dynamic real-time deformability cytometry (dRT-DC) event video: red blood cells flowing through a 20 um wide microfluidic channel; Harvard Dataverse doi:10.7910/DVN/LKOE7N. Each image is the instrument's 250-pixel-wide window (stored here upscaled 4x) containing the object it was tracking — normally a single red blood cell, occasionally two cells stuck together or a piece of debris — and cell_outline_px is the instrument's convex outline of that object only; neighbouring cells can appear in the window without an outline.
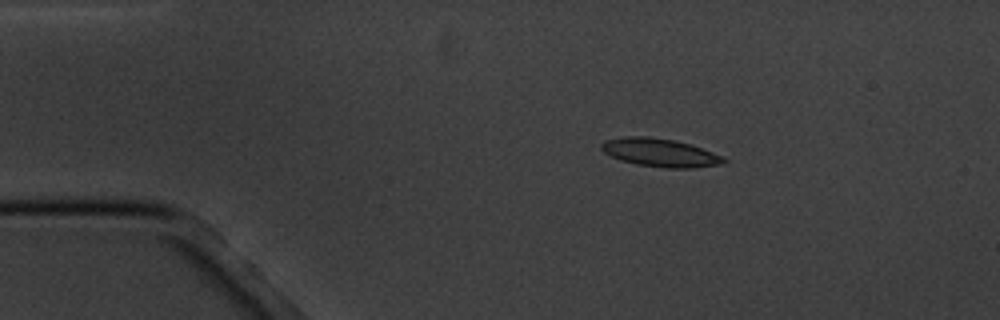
{"species": "common noctule bat (a hibernating species)", "species_latin": "Nyctalus noctula", "temperature_condition": "cold", "stored_images_in_passage": 4, "camera_frame_rate_fps": 3000, "um_per_image_px": 0.085, "animal": {"sex": "male", "body_mass_g": 20.1, "forearm_length_mm": 53.5}, "frame": {"image": 1, "passage_image": 1, "time_ms": 0.0, "image_size_px": [1000, 320], "cell_outline_px": [[728, 160], [720, 164], [692, 168], [664, 168], [636, 164], [620, 160], [604, 152], [600, 148], [600, 144], [604, 140], [624, 136], [648, 136], [672, 140], [688, 144], [724, 156]], "centroid_in_image_um": [56.07, 12.97], "position_along_channel_um": 28.9, "area_um2": 20.06}}
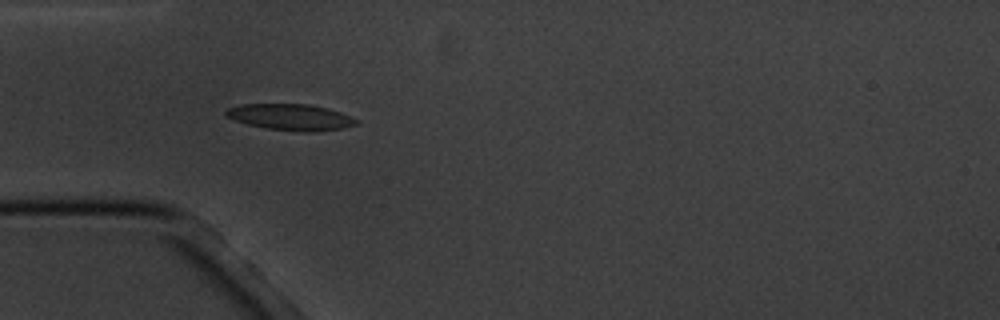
{"frame": {"image": 2, "passage_image": 3, "time_ms": 2.333, "image_size_px": [1000, 320], "cell_outline_px": [[356, 124], [344, 128], [316, 132], [304, 132], [264, 128], [248, 124], [224, 116], [224, 112], [228, 108], [240, 104], [308, 104], [340, 112], [356, 120]], "centroid_in_image_um": [24.65, 9.96], "position_along_channel_um": 60.3, "area_um2": 19.77}}
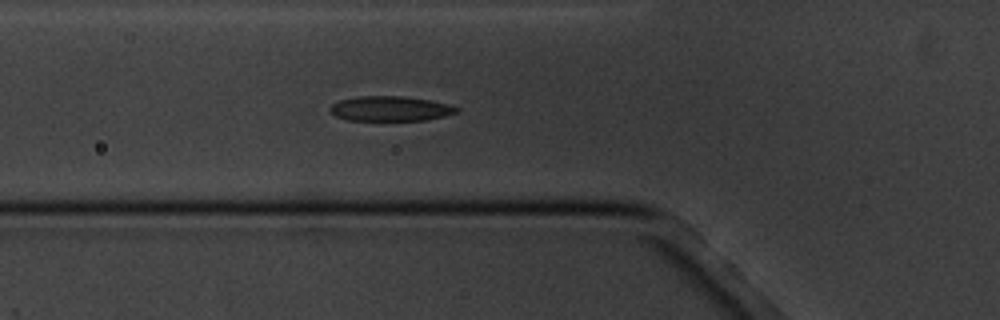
{"frame": {"image": 3, "passage_image": 4, "time_ms": 3.333, "image_size_px": [1000, 320], "cell_outline_px": [[460, 108], [456, 112], [444, 116], [424, 120], [348, 120], [336, 116], [328, 108], [332, 104], [340, 100], [360, 96], [400, 96], [432, 100], [448, 104]], "centroid_in_image_um": [33.18, 9.23], "position_along_channel_um": 92.6, "area_um2": 18.21}}